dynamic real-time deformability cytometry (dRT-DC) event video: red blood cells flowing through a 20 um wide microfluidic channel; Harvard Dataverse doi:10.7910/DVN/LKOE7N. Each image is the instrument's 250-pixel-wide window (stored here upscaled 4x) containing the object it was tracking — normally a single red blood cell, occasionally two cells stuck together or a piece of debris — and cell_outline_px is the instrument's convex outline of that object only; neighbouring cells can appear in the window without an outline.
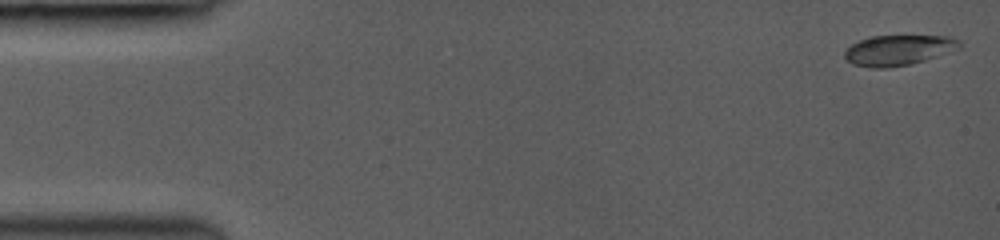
{"species": "common noctule bat (a hibernating species)", "species_latin": "Nyctalus noctula", "temperature_condition": "room temperature", "stored_images_in_passage": 19, "camera_frame_rate_fps": 3000, "um_per_image_px": 0.085, "animal": {"sex": "female", "body_mass_g": 19.0, "forearm_length_mm": 53.3}, "frame": {"image": 1, "passage_image": 1, "time_ms": 0.0, "image_size_px": [1000, 240], "cell_outline_px": [[964, 44], [960, 48], [924, 60], [908, 64], [888, 68], [872, 68], [852, 64], [844, 56], [844, 52], [852, 44], [860, 40], [872, 36], [948, 36], [960, 40]], "centroid_in_image_um": [76.38, 4.26], "position_along_channel_um": 8.6, "area_um2": 20.17}}
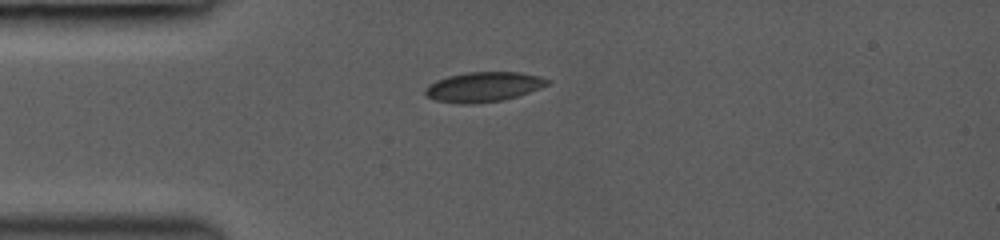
{"frame": {"image": 2, "passage_image": 13, "time_ms": 3.667, "image_size_px": [1000, 240], "cell_outline_px": [[552, 84], [504, 100], [476, 104], [456, 104], [436, 100], [428, 96], [424, 92], [424, 88], [428, 84], [436, 80], [448, 76], [464, 72], [520, 72], [540, 76], [552, 80]], "centroid_in_image_um": [41.11, 7.38], "position_along_channel_um": 43.9, "area_um2": 21.56}}
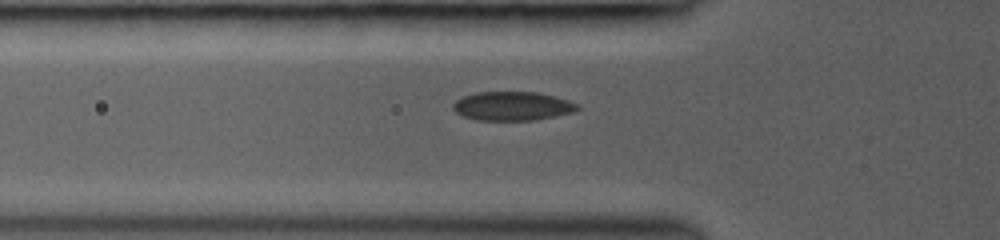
{"frame": {"image": 3, "passage_image": 18, "time_ms": 5.0, "image_size_px": [1000, 240], "cell_outline_px": [[580, 108], [572, 112], [556, 116], [536, 120], [476, 120], [460, 116], [452, 108], [452, 104], [460, 96], [476, 92], [536, 92], [568, 100], [580, 104]], "centroid_in_image_um": [43.51, 9.02], "position_along_channel_um": 82.3, "area_um2": 21.15}}